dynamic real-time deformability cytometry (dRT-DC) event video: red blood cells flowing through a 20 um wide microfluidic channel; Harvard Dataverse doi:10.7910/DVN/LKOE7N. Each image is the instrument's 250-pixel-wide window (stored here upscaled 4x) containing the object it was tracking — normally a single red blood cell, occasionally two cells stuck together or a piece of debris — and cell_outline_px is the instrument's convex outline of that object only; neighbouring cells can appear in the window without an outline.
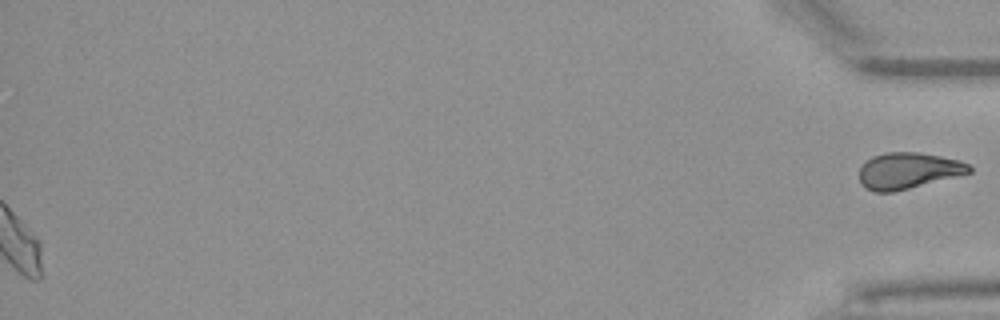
{"species": "Egyptian fruit bat (a non-hibernating species)", "species_latin": "Rousettus aegyptiacus", "temperature_condition": "warm", "stored_images_in_passage": 52, "segment_of_instrument_passage": [2, 2], "camera_frame_rate_fps": 3000, "um_per_image_px": 0.085, "animal": {"sex": "female"}, "frame": {"image": 1, "passage_image": 52, "time_ms": 17.0, "image_size_px": [1000, 320], "cell_outline_px": [[972, 172], [892, 192], [876, 192], [864, 188], [860, 184], [860, 168], [872, 156], [888, 152], [916, 152], [940, 156], [960, 160], [968, 164], [972, 168]], "centroid_in_image_um": [77.18, 14.5], "position_along_channel_um": 358.0, "area_um2": 22.95}}